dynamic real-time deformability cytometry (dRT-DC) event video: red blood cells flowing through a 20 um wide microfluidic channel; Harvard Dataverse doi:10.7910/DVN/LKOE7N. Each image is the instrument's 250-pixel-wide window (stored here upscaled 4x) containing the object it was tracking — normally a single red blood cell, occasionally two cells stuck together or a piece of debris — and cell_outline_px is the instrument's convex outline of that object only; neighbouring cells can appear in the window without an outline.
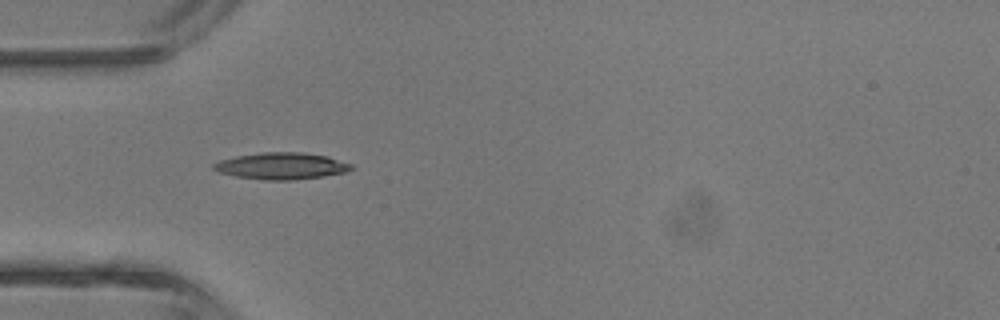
{"species": "common noctule bat (a hibernating species)", "species_latin": "Nyctalus noctula", "temperature_condition": "room temperature", "stored_images_in_passage": 5, "camera_frame_rate_fps": 3000, "um_per_image_px": 0.085, "animal": {"sex": "male", "body_mass_g": 13.3}, "frame": {"image": 1, "passage_image": 4, "time_ms": 3.667, "image_size_px": [1000, 320], "cell_outline_px": [[352, 168], [344, 172], [324, 176], [288, 180], [264, 180], [236, 176], [220, 172], [212, 168], [212, 164], [220, 160], [236, 156], [264, 152], [300, 152], [328, 156], [352, 164]], "centroid_in_image_um": [23.91, 14.1], "position_along_channel_um": 61.1, "area_um2": 21.21}}
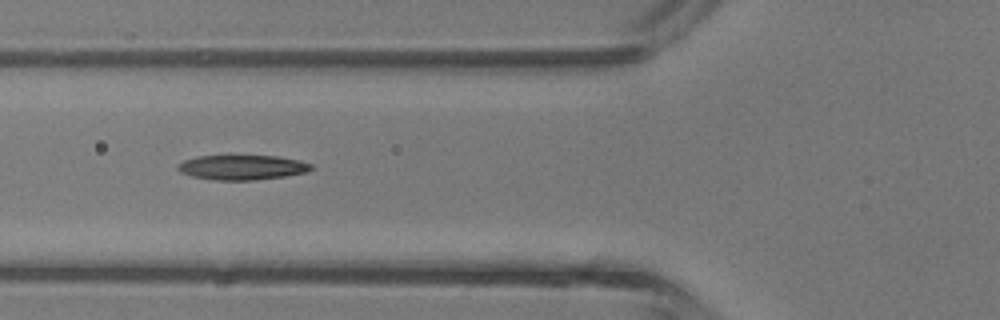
{"frame": {"image": 2, "passage_image": 5, "time_ms": 4.667, "image_size_px": [1000, 320], "cell_outline_px": [[312, 168], [308, 172], [284, 176], [252, 180], [216, 180], [192, 176], [180, 172], [176, 168], [184, 160], [196, 156], [276, 156], [300, 160], [312, 164]], "centroid_in_image_um": [20.59, 14.22], "position_along_channel_um": 105.2, "area_um2": 19.13}}